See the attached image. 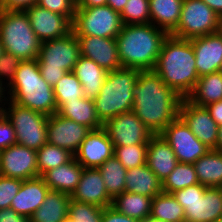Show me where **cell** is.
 <instances>
[{
	"mask_svg": "<svg viewBox=\"0 0 222 222\" xmlns=\"http://www.w3.org/2000/svg\"><path fill=\"white\" fill-rule=\"evenodd\" d=\"M83 169L73 157L69 162L46 171L41 177L50 190L71 195L77 188Z\"/></svg>",
	"mask_w": 222,
	"mask_h": 222,
	"instance_id": "cb8c5ba5",
	"label": "cell"
},
{
	"mask_svg": "<svg viewBox=\"0 0 222 222\" xmlns=\"http://www.w3.org/2000/svg\"><path fill=\"white\" fill-rule=\"evenodd\" d=\"M198 183L199 180L193 164L179 162L162 183V190L163 192L173 193L176 190Z\"/></svg>",
	"mask_w": 222,
	"mask_h": 222,
	"instance_id": "d590c367",
	"label": "cell"
},
{
	"mask_svg": "<svg viewBox=\"0 0 222 222\" xmlns=\"http://www.w3.org/2000/svg\"><path fill=\"white\" fill-rule=\"evenodd\" d=\"M142 222H164L158 219H153L151 217L146 218L145 220H143Z\"/></svg>",
	"mask_w": 222,
	"mask_h": 222,
	"instance_id": "9f6ffc18",
	"label": "cell"
},
{
	"mask_svg": "<svg viewBox=\"0 0 222 222\" xmlns=\"http://www.w3.org/2000/svg\"><path fill=\"white\" fill-rule=\"evenodd\" d=\"M148 144H133L114 147V156L128 170L146 164Z\"/></svg>",
	"mask_w": 222,
	"mask_h": 222,
	"instance_id": "74e56055",
	"label": "cell"
},
{
	"mask_svg": "<svg viewBox=\"0 0 222 222\" xmlns=\"http://www.w3.org/2000/svg\"><path fill=\"white\" fill-rule=\"evenodd\" d=\"M62 222H77L71 218V216H67Z\"/></svg>",
	"mask_w": 222,
	"mask_h": 222,
	"instance_id": "6f0895ef",
	"label": "cell"
},
{
	"mask_svg": "<svg viewBox=\"0 0 222 222\" xmlns=\"http://www.w3.org/2000/svg\"><path fill=\"white\" fill-rule=\"evenodd\" d=\"M102 222H140L116 211L112 206L103 208Z\"/></svg>",
	"mask_w": 222,
	"mask_h": 222,
	"instance_id": "f6af8a7d",
	"label": "cell"
},
{
	"mask_svg": "<svg viewBox=\"0 0 222 222\" xmlns=\"http://www.w3.org/2000/svg\"><path fill=\"white\" fill-rule=\"evenodd\" d=\"M80 56V44L73 31L65 37L41 42L37 61L42 78L54 87L67 72L73 71Z\"/></svg>",
	"mask_w": 222,
	"mask_h": 222,
	"instance_id": "52a82bcc",
	"label": "cell"
},
{
	"mask_svg": "<svg viewBox=\"0 0 222 222\" xmlns=\"http://www.w3.org/2000/svg\"><path fill=\"white\" fill-rule=\"evenodd\" d=\"M0 175L20 180L39 177L36 151L19 144L1 150Z\"/></svg>",
	"mask_w": 222,
	"mask_h": 222,
	"instance_id": "5bb4252c",
	"label": "cell"
},
{
	"mask_svg": "<svg viewBox=\"0 0 222 222\" xmlns=\"http://www.w3.org/2000/svg\"><path fill=\"white\" fill-rule=\"evenodd\" d=\"M71 195L49 190L30 222H62L69 215Z\"/></svg>",
	"mask_w": 222,
	"mask_h": 222,
	"instance_id": "4316f807",
	"label": "cell"
},
{
	"mask_svg": "<svg viewBox=\"0 0 222 222\" xmlns=\"http://www.w3.org/2000/svg\"><path fill=\"white\" fill-rule=\"evenodd\" d=\"M91 131L89 127L62 117L57 112L48 116V143L67 149L72 154L78 151L80 144Z\"/></svg>",
	"mask_w": 222,
	"mask_h": 222,
	"instance_id": "2e32d148",
	"label": "cell"
},
{
	"mask_svg": "<svg viewBox=\"0 0 222 222\" xmlns=\"http://www.w3.org/2000/svg\"><path fill=\"white\" fill-rule=\"evenodd\" d=\"M207 4L217 15L222 16V0H202Z\"/></svg>",
	"mask_w": 222,
	"mask_h": 222,
	"instance_id": "f907efd6",
	"label": "cell"
},
{
	"mask_svg": "<svg viewBox=\"0 0 222 222\" xmlns=\"http://www.w3.org/2000/svg\"><path fill=\"white\" fill-rule=\"evenodd\" d=\"M73 74L82 85L84 95L94 100L100 93L108 71L97 65L92 59L80 56L74 65Z\"/></svg>",
	"mask_w": 222,
	"mask_h": 222,
	"instance_id": "d4e9b609",
	"label": "cell"
},
{
	"mask_svg": "<svg viewBox=\"0 0 222 222\" xmlns=\"http://www.w3.org/2000/svg\"><path fill=\"white\" fill-rule=\"evenodd\" d=\"M153 71L168 87L187 98L199 79L191 41L168 35Z\"/></svg>",
	"mask_w": 222,
	"mask_h": 222,
	"instance_id": "7a4b0ae2",
	"label": "cell"
},
{
	"mask_svg": "<svg viewBox=\"0 0 222 222\" xmlns=\"http://www.w3.org/2000/svg\"><path fill=\"white\" fill-rule=\"evenodd\" d=\"M4 53V50H3V47H2V44L0 43V56Z\"/></svg>",
	"mask_w": 222,
	"mask_h": 222,
	"instance_id": "680465c9",
	"label": "cell"
},
{
	"mask_svg": "<svg viewBox=\"0 0 222 222\" xmlns=\"http://www.w3.org/2000/svg\"><path fill=\"white\" fill-rule=\"evenodd\" d=\"M182 205L185 222H214L222 217V188L200 183L172 193Z\"/></svg>",
	"mask_w": 222,
	"mask_h": 222,
	"instance_id": "ba28073f",
	"label": "cell"
},
{
	"mask_svg": "<svg viewBox=\"0 0 222 222\" xmlns=\"http://www.w3.org/2000/svg\"><path fill=\"white\" fill-rule=\"evenodd\" d=\"M183 0H149L150 23L170 35L180 21Z\"/></svg>",
	"mask_w": 222,
	"mask_h": 222,
	"instance_id": "484cf974",
	"label": "cell"
},
{
	"mask_svg": "<svg viewBox=\"0 0 222 222\" xmlns=\"http://www.w3.org/2000/svg\"><path fill=\"white\" fill-rule=\"evenodd\" d=\"M128 0H107L106 5L110 6L114 11L121 13Z\"/></svg>",
	"mask_w": 222,
	"mask_h": 222,
	"instance_id": "816d5d0a",
	"label": "cell"
},
{
	"mask_svg": "<svg viewBox=\"0 0 222 222\" xmlns=\"http://www.w3.org/2000/svg\"><path fill=\"white\" fill-rule=\"evenodd\" d=\"M37 5L53 13L63 15L73 23L77 0H38Z\"/></svg>",
	"mask_w": 222,
	"mask_h": 222,
	"instance_id": "60d3db41",
	"label": "cell"
},
{
	"mask_svg": "<svg viewBox=\"0 0 222 222\" xmlns=\"http://www.w3.org/2000/svg\"><path fill=\"white\" fill-rule=\"evenodd\" d=\"M36 153L39 176L50 169L69 162L74 157V154L69 150L49 143L44 144Z\"/></svg>",
	"mask_w": 222,
	"mask_h": 222,
	"instance_id": "e575fe53",
	"label": "cell"
},
{
	"mask_svg": "<svg viewBox=\"0 0 222 222\" xmlns=\"http://www.w3.org/2000/svg\"><path fill=\"white\" fill-rule=\"evenodd\" d=\"M114 155V146L106 131L101 128L92 130L82 141L74 158L84 168H98Z\"/></svg>",
	"mask_w": 222,
	"mask_h": 222,
	"instance_id": "d6986e66",
	"label": "cell"
},
{
	"mask_svg": "<svg viewBox=\"0 0 222 222\" xmlns=\"http://www.w3.org/2000/svg\"><path fill=\"white\" fill-rule=\"evenodd\" d=\"M3 2H4V0H0V6L2 5Z\"/></svg>",
	"mask_w": 222,
	"mask_h": 222,
	"instance_id": "6125c7cd",
	"label": "cell"
},
{
	"mask_svg": "<svg viewBox=\"0 0 222 222\" xmlns=\"http://www.w3.org/2000/svg\"><path fill=\"white\" fill-rule=\"evenodd\" d=\"M182 99L154 71H140L132 111L153 135H157L179 117Z\"/></svg>",
	"mask_w": 222,
	"mask_h": 222,
	"instance_id": "6da1fadb",
	"label": "cell"
},
{
	"mask_svg": "<svg viewBox=\"0 0 222 222\" xmlns=\"http://www.w3.org/2000/svg\"><path fill=\"white\" fill-rule=\"evenodd\" d=\"M123 27L120 13L110 6L76 7L72 31L76 36L116 38Z\"/></svg>",
	"mask_w": 222,
	"mask_h": 222,
	"instance_id": "30bf717a",
	"label": "cell"
},
{
	"mask_svg": "<svg viewBox=\"0 0 222 222\" xmlns=\"http://www.w3.org/2000/svg\"><path fill=\"white\" fill-rule=\"evenodd\" d=\"M199 77L217 72L222 65V36L217 32L190 39Z\"/></svg>",
	"mask_w": 222,
	"mask_h": 222,
	"instance_id": "ffe728a7",
	"label": "cell"
},
{
	"mask_svg": "<svg viewBox=\"0 0 222 222\" xmlns=\"http://www.w3.org/2000/svg\"><path fill=\"white\" fill-rule=\"evenodd\" d=\"M21 62L18 57L6 52L0 56V83L5 88L13 81L16 70Z\"/></svg>",
	"mask_w": 222,
	"mask_h": 222,
	"instance_id": "b9f144b4",
	"label": "cell"
},
{
	"mask_svg": "<svg viewBox=\"0 0 222 222\" xmlns=\"http://www.w3.org/2000/svg\"><path fill=\"white\" fill-rule=\"evenodd\" d=\"M150 217L164 222H185L182 205L172 193L163 191L152 198Z\"/></svg>",
	"mask_w": 222,
	"mask_h": 222,
	"instance_id": "d6a6232c",
	"label": "cell"
},
{
	"mask_svg": "<svg viewBox=\"0 0 222 222\" xmlns=\"http://www.w3.org/2000/svg\"><path fill=\"white\" fill-rule=\"evenodd\" d=\"M146 165L163 183L179 163L174 151L161 134L153 135L148 142Z\"/></svg>",
	"mask_w": 222,
	"mask_h": 222,
	"instance_id": "603a6c76",
	"label": "cell"
},
{
	"mask_svg": "<svg viewBox=\"0 0 222 222\" xmlns=\"http://www.w3.org/2000/svg\"><path fill=\"white\" fill-rule=\"evenodd\" d=\"M0 43L21 61L37 59L41 47L25 11L0 10Z\"/></svg>",
	"mask_w": 222,
	"mask_h": 222,
	"instance_id": "8992f818",
	"label": "cell"
},
{
	"mask_svg": "<svg viewBox=\"0 0 222 222\" xmlns=\"http://www.w3.org/2000/svg\"><path fill=\"white\" fill-rule=\"evenodd\" d=\"M151 201V197L124 191L112 199L111 206L119 213L142 222L150 217Z\"/></svg>",
	"mask_w": 222,
	"mask_h": 222,
	"instance_id": "4dcf8cb0",
	"label": "cell"
},
{
	"mask_svg": "<svg viewBox=\"0 0 222 222\" xmlns=\"http://www.w3.org/2000/svg\"><path fill=\"white\" fill-rule=\"evenodd\" d=\"M218 126L222 125V100L205 106Z\"/></svg>",
	"mask_w": 222,
	"mask_h": 222,
	"instance_id": "c3c4849f",
	"label": "cell"
},
{
	"mask_svg": "<svg viewBox=\"0 0 222 222\" xmlns=\"http://www.w3.org/2000/svg\"><path fill=\"white\" fill-rule=\"evenodd\" d=\"M0 222H30V218L17 214L12 208L0 210Z\"/></svg>",
	"mask_w": 222,
	"mask_h": 222,
	"instance_id": "7dc6e473",
	"label": "cell"
},
{
	"mask_svg": "<svg viewBox=\"0 0 222 222\" xmlns=\"http://www.w3.org/2000/svg\"><path fill=\"white\" fill-rule=\"evenodd\" d=\"M139 73L140 70L131 68L108 71L100 93L93 100L96 114L102 123L119 114L132 111Z\"/></svg>",
	"mask_w": 222,
	"mask_h": 222,
	"instance_id": "5b68a950",
	"label": "cell"
},
{
	"mask_svg": "<svg viewBox=\"0 0 222 222\" xmlns=\"http://www.w3.org/2000/svg\"><path fill=\"white\" fill-rule=\"evenodd\" d=\"M214 222H222V217L217 219V220H215Z\"/></svg>",
	"mask_w": 222,
	"mask_h": 222,
	"instance_id": "91938a15",
	"label": "cell"
},
{
	"mask_svg": "<svg viewBox=\"0 0 222 222\" xmlns=\"http://www.w3.org/2000/svg\"><path fill=\"white\" fill-rule=\"evenodd\" d=\"M103 208L71 198L69 216L77 222H102Z\"/></svg>",
	"mask_w": 222,
	"mask_h": 222,
	"instance_id": "ab89813d",
	"label": "cell"
},
{
	"mask_svg": "<svg viewBox=\"0 0 222 222\" xmlns=\"http://www.w3.org/2000/svg\"><path fill=\"white\" fill-rule=\"evenodd\" d=\"M55 101L58 109L65 103L73 100H80L85 97L82 85L73 74L67 72L53 87Z\"/></svg>",
	"mask_w": 222,
	"mask_h": 222,
	"instance_id": "8d00e7d4",
	"label": "cell"
},
{
	"mask_svg": "<svg viewBox=\"0 0 222 222\" xmlns=\"http://www.w3.org/2000/svg\"><path fill=\"white\" fill-rule=\"evenodd\" d=\"M77 38L82 56L92 59L97 65L107 71L122 68L116 38L97 36H77Z\"/></svg>",
	"mask_w": 222,
	"mask_h": 222,
	"instance_id": "ac0fdd59",
	"label": "cell"
},
{
	"mask_svg": "<svg viewBox=\"0 0 222 222\" xmlns=\"http://www.w3.org/2000/svg\"><path fill=\"white\" fill-rule=\"evenodd\" d=\"M187 99L195 105L204 107L222 100V74L217 71L199 77Z\"/></svg>",
	"mask_w": 222,
	"mask_h": 222,
	"instance_id": "f546056e",
	"label": "cell"
},
{
	"mask_svg": "<svg viewBox=\"0 0 222 222\" xmlns=\"http://www.w3.org/2000/svg\"><path fill=\"white\" fill-rule=\"evenodd\" d=\"M219 72L222 74V65H221V67H220V70H219Z\"/></svg>",
	"mask_w": 222,
	"mask_h": 222,
	"instance_id": "94428289",
	"label": "cell"
},
{
	"mask_svg": "<svg viewBox=\"0 0 222 222\" xmlns=\"http://www.w3.org/2000/svg\"><path fill=\"white\" fill-rule=\"evenodd\" d=\"M59 115L76 123L85 125L91 130L103 128V123L96 114L94 101L86 97L80 100L65 102L57 111Z\"/></svg>",
	"mask_w": 222,
	"mask_h": 222,
	"instance_id": "f1b7e54d",
	"label": "cell"
},
{
	"mask_svg": "<svg viewBox=\"0 0 222 222\" xmlns=\"http://www.w3.org/2000/svg\"><path fill=\"white\" fill-rule=\"evenodd\" d=\"M168 34L152 23L123 25L116 37L122 68L153 71Z\"/></svg>",
	"mask_w": 222,
	"mask_h": 222,
	"instance_id": "3957f363",
	"label": "cell"
},
{
	"mask_svg": "<svg viewBox=\"0 0 222 222\" xmlns=\"http://www.w3.org/2000/svg\"><path fill=\"white\" fill-rule=\"evenodd\" d=\"M214 150L222 153V125L219 126V129H218V138H217V143Z\"/></svg>",
	"mask_w": 222,
	"mask_h": 222,
	"instance_id": "db71d44e",
	"label": "cell"
},
{
	"mask_svg": "<svg viewBox=\"0 0 222 222\" xmlns=\"http://www.w3.org/2000/svg\"><path fill=\"white\" fill-rule=\"evenodd\" d=\"M9 100L50 116L57 112L53 87L44 81L37 59L22 61L6 88Z\"/></svg>",
	"mask_w": 222,
	"mask_h": 222,
	"instance_id": "277c9868",
	"label": "cell"
},
{
	"mask_svg": "<svg viewBox=\"0 0 222 222\" xmlns=\"http://www.w3.org/2000/svg\"><path fill=\"white\" fill-rule=\"evenodd\" d=\"M120 15L123 25L150 23L149 0H128Z\"/></svg>",
	"mask_w": 222,
	"mask_h": 222,
	"instance_id": "f35d334b",
	"label": "cell"
},
{
	"mask_svg": "<svg viewBox=\"0 0 222 222\" xmlns=\"http://www.w3.org/2000/svg\"><path fill=\"white\" fill-rule=\"evenodd\" d=\"M161 135L180 163L193 164L210 150L195 137L180 117L170 122Z\"/></svg>",
	"mask_w": 222,
	"mask_h": 222,
	"instance_id": "4fadbf2b",
	"label": "cell"
},
{
	"mask_svg": "<svg viewBox=\"0 0 222 222\" xmlns=\"http://www.w3.org/2000/svg\"><path fill=\"white\" fill-rule=\"evenodd\" d=\"M113 146H126L133 144H148L153 136L139 117L133 112H125L112 117L103 123Z\"/></svg>",
	"mask_w": 222,
	"mask_h": 222,
	"instance_id": "7c38bea8",
	"label": "cell"
},
{
	"mask_svg": "<svg viewBox=\"0 0 222 222\" xmlns=\"http://www.w3.org/2000/svg\"><path fill=\"white\" fill-rule=\"evenodd\" d=\"M49 190L41 176L23 180L18 193L11 201L10 208L17 214L30 218L43 203Z\"/></svg>",
	"mask_w": 222,
	"mask_h": 222,
	"instance_id": "7402d4cb",
	"label": "cell"
},
{
	"mask_svg": "<svg viewBox=\"0 0 222 222\" xmlns=\"http://www.w3.org/2000/svg\"><path fill=\"white\" fill-rule=\"evenodd\" d=\"M125 181L126 192L137 193L153 198L163 191L162 182L146 164L128 169L126 171Z\"/></svg>",
	"mask_w": 222,
	"mask_h": 222,
	"instance_id": "83f0119b",
	"label": "cell"
},
{
	"mask_svg": "<svg viewBox=\"0 0 222 222\" xmlns=\"http://www.w3.org/2000/svg\"><path fill=\"white\" fill-rule=\"evenodd\" d=\"M22 181L0 175V210L10 208L11 201L18 193Z\"/></svg>",
	"mask_w": 222,
	"mask_h": 222,
	"instance_id": "7bdbcfd3",
	"label": "cell"
},
{
	"mask_svg": "<svg viewBox=\"0 0 222 222\" xmlns=\"http://www.w3.org/2000/svg\"><path fill=\"white\" fill-rule=\"evenodd\" d=\"M25 13L41 42L59 39L72 32V22L67 17L41 8L37 4L26 9Z\"/></svg>",
	"mask_w": 222,
	"mask_h": 222,
	"instance_id": "e0dca14e",
	"label": "cell"
},
{
	"mask_svg": "<svg viewBox=\"0 0 222 222\" xmlns=\"http://www.w3.org/2000/svg\"><path fill=\"white\" fill-rule=\"evenodd\" d=\"M71 198L100 208L112 205V198L106 192L105 183L98 168L83 169L81 179Z\"/></svg>",
	"mask_w": 222,
	"mask_h": 222,
	"instance_id": "44dd1931",
	"label": "cell"
},
{
	"mask_svg": "<svg viewBox=\"0 0 222 222\" xmlns=\"http://www.w3.org/2000/svg\"><path fill=\"white\" fill-rule=\"evenodd\" d=\"M107 0H77V7H97L105 6Z\"/></svg>",
	"mask_w": 222,
	"mask_h": 222,
	"instance_id": "681fc988",
	"label": "cell"
},
{
	"mask_svg": "<svg viewBox=\"0 0 222 222\" xmlns=\"http://www.w3.org/2000/svg\"><path fill=\"white\" fill-rule=\"evenodd\" d=\"M98 170L105 183L106 192L112 199L125 191L127 170L114 155L100 165Z\"/></svg>",
	"mask_w": 222,
	"mask_h": 222,
	"instance_id": "836d02e7",
	"label": "cell"
},
{
	"mask_svg": "<svg viewBox=\"0 0 222 222\" xmlns=\"http://www.w3.org/2000/svg\"><path fill=\"white\" fill-rule=\"evenodd\" d=\"M221 36H222V16L219 18V24H218V31H217Z\"/></svg>",
	"mask_w": 222,
	"mask_h": 222,
	"instance_id": "11a10c76",
	"label": "cell"
},
{
	"mask_svg": "<svg viewBox=\"0 0 222 222\" xmlns=\"http://www.w3.org/2000/svg\"><path fill=\"white\" fill-rule=\"evenodd\" d=\"M179 117L200 142L214 150L219 126L211 118L206 107L195 105L187 98H183L179 107Z\"/></svg>",
	"mask_w": 222,
	"mask_h": 222,
	"instance_id": "9a60e30c",
	"label": "cell"
},
{
	"mask_svg": "<svg viewBox=\"0 0 222 222\" xmlns=\"http://www.w3.org/2000/svg\"><path fill=\"white\" fill-rule=\"evenodd\" d=\"M17 144L15 130L10 120L2 112L0 113V151Z\"/></svg>",
	"mask_w": 222,
	"mask_h": 222,
	"instance_id": "ee69618b",
	"label": "cell"
},
{
	"mask_svg": "<svg viewBox=\"0 0 222 222\" xmlns=\"http://www.w3.org/2000/svg\"><path fill=\"white\" fill-rule=\"evenodd\" d=\"M199 183L206 187L222 188V153L209 150L193 163Z\"/></svg>",
	"mask_w": 222,
	"mask_h": 222,
	"instance_id": "1f68e13d",
	"label": "cell"
},
{
	"mask_svg": "<svg viewBox=\"0 0 222 222\" xmlns=\"http://www.w3.org/2000/svg\"><path fill=\"white\" fill-rule=\"evenodd\" d=\"M7 99L8 97H7L6 88L0 83V113L3 112Z\"/></svg>",
	"mask_w": 222,
	"mask_h": 222,
	"instance_id": "f5cc1de1",
	"label": "cell"
},
{
	"mask_svg": "<svg viewBox=\"0 0 222 222\" xmlns=\"http://www.w3.org/2000/svg\"><path fill=\"white\" fill-rule=\"evenodd\" d=\"M38 0H4L0 6V10L8 11H25L33 5L37 4Z\"/></svg>",
	"mask_w": 222,
	"mask_h": 222,
	"instance_id": "bcb514c9",
	"label": "cell"
},
{
	"mask_svg": "<svg viewBox=\"0 0 222 222\" xmlns=\"http://www.w3.org/2000/svg\"><path fill=\"white\" fill-rule=\"evenodd\" d=\"M219 18L202 0H183L180 21L170 35L190 40L217 33Z\"/></svg>",
	"mask_w": 222,
	"mask_h": 222,
	"instance_id": "8fae6325",
	"label": "cell"
},
{
	"mask_svg": "<svg viewBox=\"0 0 222 222\" xmlns=\"http://www.w3.org/2000/svg\"><path fill=\"white\" fill-rule=\"evenodd\" d=\"M3 113L15 130L19 145L38 151L47 141L48 116L7 99Z\"/></svg>",
	"mask_w": 222,
	"mask_h": 222,
	"instance_id": "9c48e42d",
	"label": "cell"
}]
</instances>
